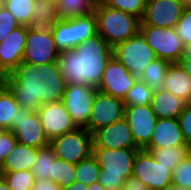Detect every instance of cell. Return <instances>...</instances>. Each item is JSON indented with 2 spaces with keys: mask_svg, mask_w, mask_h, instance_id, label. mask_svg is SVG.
Returning a JSON list of instances; mask_svg holds the SVG:
<instances>
[{
  "mask_svg": "<svg viewBox=\"0 0 191 190\" xmlns=\"http://www.w3.org/2000/svg\"><path fill=\"white\" fill-rule=\"evenodd\" d=\"M97 88L85 85H66L62 103L77 128H85Z\"/></svg>",
  "mask_w": 191,
  "mask_h": 190,
  "instance_id": "obj_11",
  "label": "cell"
},
{
  "mask_svg": "<svg viewBox=\"0 0 191 190\" xmlns=\"http://www.w3.org/2000/svg\"><path fill=\"white\" fill-rule=\"evenodd\" d=\"M137 79V76L131 74L114 56H112L106 63L97 90L123 100L126 93L135 84Z\"/></svg>",
  "mask_w": 191,
  "mask_h": 190,
  "instance_id": "obj_14",
  "label": "cell"
},
{
  "mask_svg": "<svg viewBox=\"0 0 191 190\" xmlns=\"http://www.w3.org/2000/svg\"><path fill=\"white\" fill-rule=\"evenodd\" d=\"M35 0H5V8L14 16L20 26L31 27Z\"/></svg>",
  "mask_w": 191,
  "mask_h": 190,
  "instance_id": "obj_32",
  "label": "cell"
},
{
  "mask_svg": "<svg viewBox=\"0 0 191 190\" xmlns=\"http://www.w3.org/2000/svg\"><path fill=\"white\" fill-rule=\"evenodd\" d=\"M5 0H0V9L4 8Z\"/></svg>",
  "mask_w": 191,
  "mask_h": 190,
  "instance_id": "obj_51",
  "label": "cell"
},
{
  "mask_svg": "<svg viewBox=\"0 0 191 190\" xmlns=\"http://www.w3.org/2000/svg\"><path fill=\"white\" fill-rule=\"evenodd\" d=\"M125 105L122 99L96 91L86 129L93 134L124 117Z\"/></svg>",
  "mask_w": 191,
  "mask_h": 190,
  "instance_id": "obj_13",
  "label": "cell"
},
{
  "mask_svg": "<svg viewBox=\"0 0 191 190\" xmlns=\"http://www.w3.org/2000/svg\"><path fill=\"white\" fill-rule=\"evenodd\" d=\"M12 120L11 131L17 143L40 149L49 145L37 111L20 108Z\"/></svg>",
  "mask_w": 191,
  "mask_h": 190,
  "instance_id": "obj_12",
  "label": "cell"
},
{
  "mask_svg": "<svg viewBox=\"0 0 191 190\" xmlns=\"http://www.w3.org/2000/svg\"><path fill=\"white\" fill-rule=\"evenodd\" d=\"M92 135V148H138L124 117L96 130Z\"/></svg>",
  "mask_w": 191,
  "mask_h": 190,
  "instance_id": "obj_19",
  "label": "cell"
},
{
  "mask_svg": "<svg viewBox=\"0 0 191 190\" xmlns=\"http://www.w3.org/2000/svg\"><path fill=\"white\" fill-rule=\"evenodd\" d=\"M112 48L97 33L73 49L60 51L58 67L67 85L98 87Z\"/></svg>",
  "mask_w": 191,
  "mask_h": 190,
  "instance_id": "obj_2",
  "label": "cell"
},
{
  "mask_svg": "<svg viewBox=\"0 0 191 190\" xmlns=\"http://www.w3.org/2000/svg\"><path fill=\"white\" fill-rule=\"evenodd\" d=\"M173 169L156 162L150 152L140 149L134 160L132 176L141 180L150 190H164L172 184Z\"/></svg>",
  "mask_w": 191,
  "mask_h": 190,
  "instance_id": "obj_10",
  "label": "cell"
},
{
  "mask_svg": "<svg viewBox=\"0 0 191 190\" xmlns=\"http://www.w3.org/2000/svg\"><path fill=\"white\" fill-rule=\"evenodd\" d=\"M139 148H92L101 168L98 182L105 190H122L124 180L132 176L134 160Z\"/></svg>",
  "mask_w": 191,
  "mask_h": 190,
  "instance_id": "obj_3",
  "label": "cell"
},
{
  "mask_svg": "<svg viewBox=\"0 0 191 190\" xmlns=\"http://www.w3.org/2000/svg\"><path fill=\"white\" fill-rule=\"evenodd\" d=\"M184 8L176 0H146L140 26L175 28Z\"/></svg>",
  "mask_w": 191,
  "mask_h": 190,
  "instance_id": "obj_15",
  "label": "cell"
},
{
  "mask_svg": "<svg viewBox=\"0 0 191 190\" xmlns=\"http://www.w3.org/2000/svg\"><path fill=\"white\" fill-rule=\"evenodd\" d=\"M114 56L131 74L138 78L144 69L157 59L156 53L146 43L140 32L112 48Z\"/></svg>",
  "mask_w": 191,
  "mask_h": 190,
  "instance_id": "obj_6",
  "label": "cell"
},
{
  "mask_svg": "<svg viewBox=\"0 0 191 190\" xmlns=\"http://www.w3.org/2000/svg\"><path fill=\"white\" fill-rule=\"evenodd\" d=\"M75 170L76 164L55 157L52 163L51 181L60 188L67 187L75 181Z\"/></svg>",
  "mask_w": 191,
  "mask_h": 190,
  "instance_id": "obj_30",
  "label": "cell"
},
{
  "mask_svg": "<svg viewBox=\"0 0 191 190\" xmlns=\"http://www.w3.org/2000/svg\"><path fill=\"white\" fill-rule=\"evenodd\" d=\"M186 105L191 107V93H190V96L188 98V101L186 102Z\"/></svg>",
  "mask_w": 191,
  "mask_h": 190,
  "instance_id": "obj_50",
  "label": "cell"
},
{
  "mask_svg": "<svg viewBox=\"0 0 191 190\" xmlns=\"http://www.w3.org/2000/svg\"><path fill=\"white\" fill-rule=\"evenodd\" d=\"M178 3L182 4L184 7L191 6V0H176Z\"/></svg>",
  "mask_w": 191,
  "mask_h": 190,
  "instance_id": "obj_49",
  "label": "cell"
},
{
  "mask_svg": "<svg viewBox=\"0 0 191 190\" xmlns=\"http://www.w3.org/2000/svg\"><path fill=\"white\" fill-rule=\"evenodd\" d=\"M180 60H191V44L184 46L183 55Z\"/></svg>",
  "mask_w": 191,
  "mask_h": 190,
  "instance_id": "obj_45",
  "label": "cell"
},
{
  "mask_svg": "<svg viewBox=\"0 0 191 190\" xmlns=\"http://www.w3.org/2000/svg\"><path fill=\"white\" fill-rule=\"evenodd\" d=\"M172 183L191 190V152L174 167Z\"/></svg>",
  "mask_w": 191,
  "mask_h": 190,
  "instance_id": "obj_36",
  "label": "cell"
},
{
  "mask_svg": "<svg viewBox=\"0 0 191 190\" xmlns=\"http://www.w3.org/2000/svg\"><path fill=\"white\" fill-rule=\"evenodd\" d=\"M97 33L113 48L139 32L140 19L104 5L100 0L94 11Z\"/></svg>",
  "mask_w": 191,
  "mask_h": 190,
  "instance_id": "obj_4",
  "label": "cell"
},
{
  "mask_svg": "<svg viewBox=\"0 0 191 190\" xmlns=\"http://www.w3.org/2000/svg\"><path fill=\"white\" fill-rule=\"evenodd\" d=\"M163 89L179 97L185 103L191 93V77L179 63H171L167 69Z\"/></svg>",
  "mask_w": 191,
  "mask_h": 190,
  "instance_id": "obj_23",
  "label": "cell"
},
{
  "mask_svg": "<svg viewBox=\"0 0 191 190\" xmlns=\"http://www.w3.org/2000/svg\"><path fill=\"white\" fill-rule=\"evenodd\" d=\"M53 149L50 145L38 149L36 159L32 167L35 180H51L52 163H54Z\"/></svg>",
  "mask_w": 191,
  "mask_h": 190,
  "instance_id": "obj_29",
  "label": "cell"
},
{
  "mask_svg": "<svg viewBox=\"0 0 191 190\" xmlns=\"http://www.w3.org/2000/svg\"><path fill=\"white\" fill-rule=\"evenodd\" d=\"M32 9L31 27L51 28L59 19L56 0H35Z\"/></svg>",
  "mask_w": 191,
  "mask_h": 190,
  "instance_id": "obj_25",
  "label": "cell"
},
{
  "mask_svg": "<svg viewBox=\"0 0 191 190\" xmlns=\"http://www.w3.org/2000/svg\"><path fill=\"white\" fill-rule=\"evenodd\" d=\"M171 63L157 58L152 61L143 71L139 79L153 91L163 89L167 69Z\"/></svg>",
  "mask_w": 191,
  "mask_h": 190,
  "instance_id": "obj_26",
  "label": "cell"
},
{
  "mask_svg": "<svg viewBox=\"0 0 191 190\" xmlns=\"http://www.w3.org/2000/svg\"><path fill=\"white\" fill-rule=\"evenodd\" d=\"M20 25L5 7L0 9V43Z\"/></svg>",
  "mask_w": 191,
  "mask_h": 190,
  "instance_id": "obj_38",
  "label": "cell"
},
{
  "mask_svg": "<svg viewBox=\"0 0 191 190\" xmlns=\"http://www.w3.org/2000/svg\"><path fill=\"white\" fill-rule=\"evenodd\" d=\"M175 29L183 46L191 44V6L183 9Z\"/></svg>",
  "mask_w": 191,
  "mask_h": 190,
  "instance_id": "obj_37",
  "label": "cell"
},
{
  "mask_svg": "<svg viewBox=\"0 0 191 190\" xmlns=\"http://www.w3.org/2000/svg\"><path fill=\"white\" fill-rule=\"evenodd\" d=\"M104 5L132 14L141 19L146 0H100Z\"/></svg>",
  "mask_w": 191,
  "mask_h": 190,
  "instance_id": "obj_35",
  "label": "cell"
},
{
  "mask_svg": "<svg viewBox=\"0 0 191 190\" xmlns=\"http://www.w3.org/2000/svg\"><path fill=\"white\" fill-rule=\"evenodd\" d=\"M0 81L13 94L20 108L31 111H37L43 104L62 101L67 85L57 62L41 66L21 62Z\"/></svg>",
  "mask_w": 191,
  "mask_h": 190,
  "instance_id": "obj_1",
  "label": "cell"
},
{
  "mask_svg": "<svg viewBox=\"0 0 191 190\" xmlns=\"http://www.w3.org/2000/svg\"><path fill=\"white\" fill-rule=\"evenodd\" d=\"M49 145L57 158L77 164L92 154L93 135L85 128H76L51 139Z\"/></svg>",
  "mask_w": 191,
  "mask_h": 190,
  "instance_id": "obj_7",
  "label": "cell"
},
{
  "mask_svg": "<svg viewBox=\"0 0 191 190\" xmlns=\"http://www.w3.org/2000/svg\"><path fill=\"white\" fill-rule=\"evenodd\" d=\"M87 190H105V188L99 182H96V183L87 185Z\"/></svg>",
  "mask_w": 191,
  "mask_h": 190,
  "instance_id": "obj_46",
  "label": "cell"
},
{
  "mask_svg": "<svg viewBox=\"0 0 191 190\" xmlns=\"http://www.w3.org/2000/svg\"><path fill=\"white\" fill-rule=\"evenodd\" d=\"M124 118L128 123L135 145L139 149H143L149 143L158 119L151 106H125Z\"/></svg>",
  "mask_w": 191,
  "mask_h": 190,
  "instance_id": "obj_16",
  "label": "cell"
},
{
  "mask_svg": "<svg viewBox=\"0 0 191 190\" xmlns=\"http://www.w3.org/2000/svg\"><path fill=\"white\" fill-rule=\"evenodd\" d=\"M187 145L178 119H157L151 139L143 148L146 151L164 147Z\"/></svg>",
  "mask_w": 191,
  "mask_h": 190,
  "instance_id": "obj_20",
  "label": "cell"
},
{
  "mask_svg": "<svg viewBox=\"0 0 191 190\" xmlns=\"http://www.w3.org/2000/svg\"><path fill=\"white\" fill-rule=\"evenodd\" d=\"M60 190H87V185L83 184L82 182L74 181L71 185L60 188Z\"/></svg>",
  "mask_w": 191,
  "mask_h": 190,
  "instance_id": "obj_43",
  "label": "cell"
},
{
  "mask_svg": "<svg viewBox=\"0 0 191 190\" xmlns=\"http://www.w3.org/2000/svg\"><path fill=\"white\" fill-rule=\"evenodd\" d=\"M122 190H150L141 180L134 176L128 177L124 180Z\"/></svg>",
  "mask_w": 191,
  "mask_h": 190,
  "instance_id": "obj_41",
  "label": "cell"
},
{
  "mask_svg": "<svg viewBox=\"0 0 191 190\" xmlns=\"http://www.w3.org/2000/svg\"><path fill=\"white\" fill-rule=\"evenodd\" d=\"M185 105L184 101L165 89L153 92L150 104L158 119H177Z\"/></svg>",
  "mask_w": 191,
  "mask_h": 190,
  "instance_id": "obj_21",
  "label": "cell"
},
{
  "mask_svg": "<svg viewBox=\"0 0 191 190\" xmlns=\"http://www.w3.org/2000/svg\"><path fill=\"white\" fill-rule=\"evenodd\" d=\"M101 168L95 157L91 154L86 159L76 164L75 181L82 182L85 185L98 182Z\"/></svg>",
  "mask_w": 191,
  "mask_h": 190,
  "instance_id": "obj_31",
  "label": "cell"
},
{
  "mask_svg": "<svg viewBox=\"0 0 191 190\" xmlns=\"http://www.w3.org/2000/svg\"><path fill=\"white\" fill-rule=\"evenodd\" d=\"M149 152L154 157L155 161L161 165L165 167H175L191 152V148L188 145H179L173 147L151 149Z\"/></svg>",
  "mask_w": 191,
  "mask_h": 190,
  "instance_id": "obj_28",
  "label": "cell"
},
{
  "mask_svg": "<svg viewBox=\"0 0 191 190\" xmlns=\"http://www.w3.org/2000/svg\"><path fill=\"white\" fill-rule=\"evenodd\" d=\"M99 0H56L59 19H69L92 14Z\"/></svg>",
  "mask_w": 191,
  "mask_h": 190,
  "instance_id": "obj_24",
  "label": "cell"
},
{
  "mask_svg": "<svg viewBox=\"0 0 191 190\" xmlns=\"http://www.w3.org/2000/svg\"><path fill=\"white\" fill-rule=\"evenodd\" d=\"M152 96L153 91L138 78L135 84L126 93L123 102L125 106L150 105Z\"/></svg>",
  "mask_w": 191,
  "mask_h": 190,
  "instance_id": "obj_33",
  "label": "cell"
},
{
  "mask_svg": "<svg viewBox=\"0 0 191 190\" xmlns=\"http://www.w3.org/2000/svg\"><path fill=\"white\" fill-rule=\"evenodd\" d=\"M27 32L28 27L19 26L0 43V79L21 64Z\"/></svg>",
  "mask_w": 191,
  "mask_h": 190,
  "instance_id": "obj_18",
  "label": "cell"
},
{
  "mask_svg": "<svg viewBox=\"0 0 191 190\" xmlns=\"http://www.w3.org/2000/svg\"><path fill=\"white\" fill-rule=\"evenodd\" d=\"M11 190H30L35 183L32 171L0 172Z\"/></svg>",
  "mask_w": 191,
  "mask_h": 190,
  "instance_id": "obj_34",
  "label": "cell"
},
{
  "mask_svg": "<svg viewBox=\"0 0 191 190\" xmlns=\"http://www.w3.org/2000/svg\"><path fill=\"white\" fill-rule=\"evenodd\" d=\"M58 51L73 49L97 34L94 12L81 17L58 19L50 28Z\"/></svg>",
  "mask_w": 191,
  "mask_h": 190,
  "instance_id": "obj_5",
  "label": "cell"
},
{
  "mask_svg": "<svg viewBox=\"0 0 191 190\" xmlns=\"http://www.w3.org/2000/svg\"><path fill=\"white\" fill-rule=\"evenodd\" d=\"M38 149L35 147L16 143L3 163L0 172H15L19 170L32 171Z\"/></svg>",
  "mask_w": 191,
  "mask_h": 190,
  "instance_id": "obj_22",
  "label": "cell"
},
{
  "mask_svg": "<svg viewBox=\"0 0 191 190\" xmlns=\"http://www.w3.org/2000/svg\"><path fill=\"white\" fill-rule=\"evenodd\" d=\"M37 112L43 131L49 141L77 128L62 101L43 104L37 109Z\"/></svg>",
  "mask_w": 191,
  "mask_h": 190,
  "instance_id": "obj_17",
  "label": "cell"
},
{
  "mask_svg": "<svg viewBox=\"0 0 191 190\" xmlns=\"http://www.w3.org/2000/svg\"><path fill=\"white\" fill-rule=\"evenodd\" d=\"M178 122L187 145L191 148V107L185 105Z\"/></svg>",
  "mask_w": 191,
  "mask_h": 190,
  "instance_id": "obj_40",
  "label": "cell"
},
{
  "mask_svg": "<svg viewBox=\"0 0 191 190\" xmlns=\"http://www.w3.org/2000/svg\"><path fill=\"white\" fill-rule=\"evenodd\" d=\"M17 143L11 130H0V165Z\"/></svg>",
  "mask_w": 191,
  "mask_h": 190,
  "instance_id": "obj_39",
  "label": "cell"
},
{
  "mask_svg": "<svg viewBox=\"0 0 191 190\" xmlns=\"http://www.w3.org/2000/svg\"><path fill=\"white\" fill-rule=\"evenodd\" d=\"M164 190H190V189L172 183L169 186H167Z\"/></svg>",
  "mask_w": 191,
  "mask_h": 190,
  "instance_id": "obj_47",
  "label": "cell"
},
{
  "mask_svg": "<svg viewBox=\"0 0 191 190\" xmlns=\"http://www.w3.org/2000/svg\"><path fill=\"white\" fill-rule=\"evenodd\" d=\"M30 190H60V187L51 180H35Z\"/></svg>",
  "mask_w": 191,
  "mask_h": 190,
  "instance_id": "obj_42",
  "label": "cell"
},
{
  "mask_svg": "<svg viewBox=\"0 0 191 190\" xmlns=\"http://www.w3.org/2000/svg\"><path fill=\"white\" fill-rule=\"evenodd\" d=\"M185 72L191 77V60H180L178 62Z\"/></svg>",
  "mask_w": 191,
  "mask_h": 190,
  "instance_id": "obj_44",
  "label": "cell"
},
{
  "mask_svg": "<svg viewBox=\"0 0 191 190\" xmlns=\"http://www.w3.org/2000/svg\"><path fill=\"white\" fill-rule=\"evenodd\" d=\"M0 190H11L7 182L1 175H0Z\"/></svg>",
  "mask_w": 191,
  "mask_h": 190,
  "instance_id": "obj_48",
  "label": "cell"
},
{
  "mask_svg": "<svg viewBox=\"0 0 191 190\" xmlns=\"http://www.w3.org/2000/svg\"><path fill=\"white\" fill-rule=\"evenodd\" d=\"M58 54L50 28L28 27L22 62L41 66L57 62Z\"/></svg>",
  "mask_w": 191,
  "mask_h": 190,
  "instance_id": "obj_9",
  "label": "cell"
},
{
  "mask_svg": "<svg viewBox=\"0 0 191 190\" xmlns=\"http://www.w3.org/2000/svg\"><path fill=\"white\" fill-rule=\"evenodd\" d=\"M19 109L13 94L0 81V130H11L12 120Z\"/></svg>",
  "mask_w": 191,
  "mask_h": 190,
  "instance_id": "obj_27",
  "label": "cell"
},
{
  "mask_svg": "<svg viewBox=\"0 0 191 190\" xmlns=\"http://www.w3.org/2000/svg\"><path fill=\"white\" fill-rule=\"evenodd\" d=\"M139 32L157 58L170 63H178L182 58L184 46L175 28L139 26Z\"/></svg>",
  "mask_w": 191,
  "mask_h": 190,
  "instance_id": "obj_8",
  "label": "cell"
}]
</instances>
